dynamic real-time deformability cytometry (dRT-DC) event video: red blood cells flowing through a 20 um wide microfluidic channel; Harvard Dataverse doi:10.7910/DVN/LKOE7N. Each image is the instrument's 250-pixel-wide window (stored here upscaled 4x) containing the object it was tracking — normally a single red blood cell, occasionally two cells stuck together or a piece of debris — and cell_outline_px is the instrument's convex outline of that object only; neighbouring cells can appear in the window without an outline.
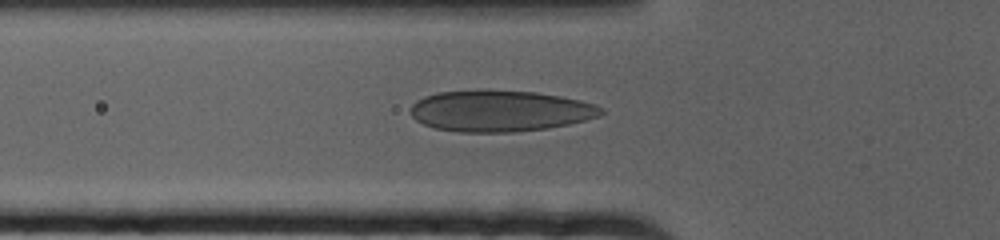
{"species": "human", "species_latin": "Homo sapiens", "temperature_condition": "cold", "stored_images_in_passage": 43, "camera_frame_rate_fps": 3000, "um_per_image_px": 0.085, "donor": {"sex": "female"}, "frame": {"image": 1, "passage_image": 2, "time_ms": 0.333, "image_size_px": [1000, 240], "cell_outline_px": [[604, 112], [600, 116], [568, 124], [548, 128], [512, 132], [460, 132], [436, 128], [424, 124], [416, 120], [408, 112], [412, 104], [416, 100], [424, 96], [440, 92], [536, 92], [560, 96], [580, 100], [596, 104], [604, 108]], "centroid_in_image_um": [42.52, 9.46], "position_along_channel_um": 83.3, "area_um2": 45.08}}
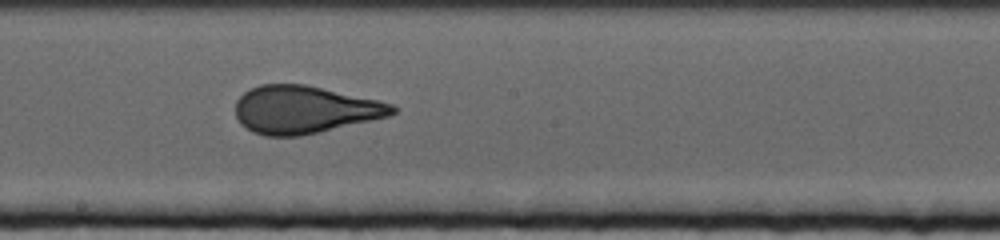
{"frame": {"image": 2, "passage_image": 17, "time_ms": 5.333, "image_size_px": [1000, 240], "cell_outline_px": [[400, 108], [396, 112], [388, 116], [320, 132], [300, 136], [264, 136], [252, 132], [240, 124], [236, 116], [236, 100], [244, 92], [260, 84], [304, 84], [376, 100], [392, 104]], "centroid_in_image_um": [25.85, 9.33], "position_along_channel_um": 222.4, "area_um2": 43.41}}
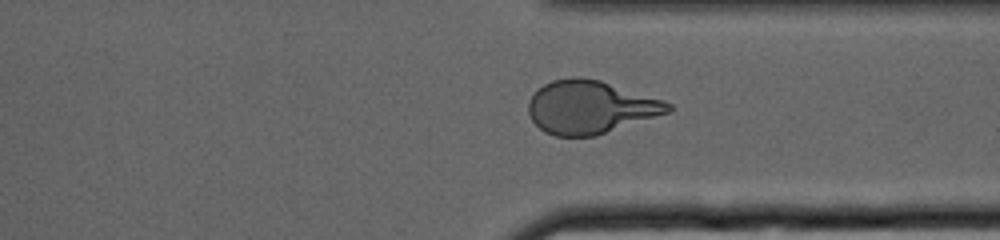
{"frame": {"image": 3, "passage_image": 32, "time_ms": 10.333, "image_size_px": [1000, 240], "cell_outline_px": [[672, 112], [596, 136], [556, 136], [544, 132], [532, 120], [528, 112], [528, 100], [544, 84], [552, 80], [572, 76], [580, 76], [600, 80], [664, 100], [672, 104]], "centroid_in_image_um": [50.2, 9.11], "position_along_channel_um": 361.2, "area_um2": 43.47}}